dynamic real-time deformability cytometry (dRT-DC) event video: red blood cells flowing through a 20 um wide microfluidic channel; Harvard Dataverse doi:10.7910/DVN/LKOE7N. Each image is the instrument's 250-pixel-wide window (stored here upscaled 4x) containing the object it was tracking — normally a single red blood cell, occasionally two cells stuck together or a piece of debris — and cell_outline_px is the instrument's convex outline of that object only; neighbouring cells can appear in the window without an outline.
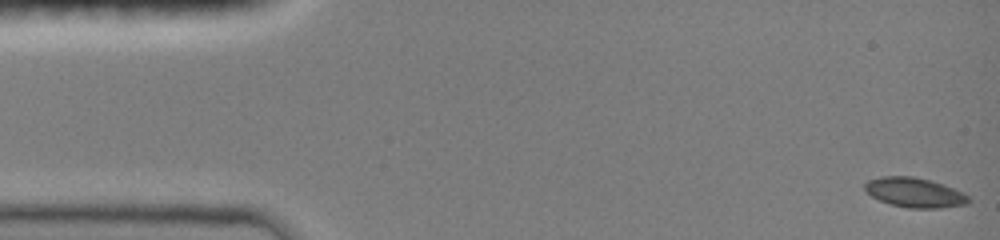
{"species": "common noctule bat (a hibernating species)", "species_latin": "Nyctalus noctula", "temperature_condition": "room temperature", "stored_images_in_passage": 41, "camera_frame_rate_fps": 3000, "um_per_image_px": 0.085, "animal": {"sex": "female", "body_mass_g": 19.0, "forearm_length_mm": 51.5}, "frame": {"image": 1, "passage_image": 1, "time_ms": 0.0, "image_size_px": [1000, 240], "cell_outline_px": [[968, 204], [940, 208], [908, 208], [888, 204], [872, 196], [864, 188], [864, 184], [868, 180], [880, 176], [912, 176], [932, 180], [944, 184], [968, 196]], "centroid_in_image_um": [77.71, 16.36], "position_along_channel_um": 7.3, "area_um2": 17.92}}
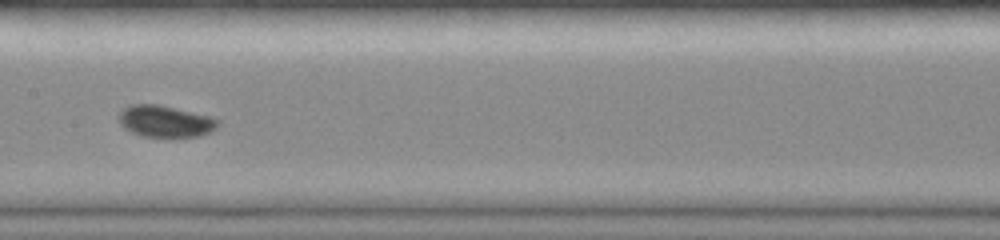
{"frame": {"image": 2, "passage_image": 17, "time_ms": 5.333, "image_size_px": [1000, 240], "cell_outline_px": [[220, 124], [212, 132], [200, 136], [140, 136], [124, 128], [120, 124], [120, 112], [124, 108], [132, 104], [156, 104], [212, 116], [220, 120]], "centroid_in_image_um": [14.09, 10.31], "position_along_channel_um": 193.3, "area_um2": 18.21}}
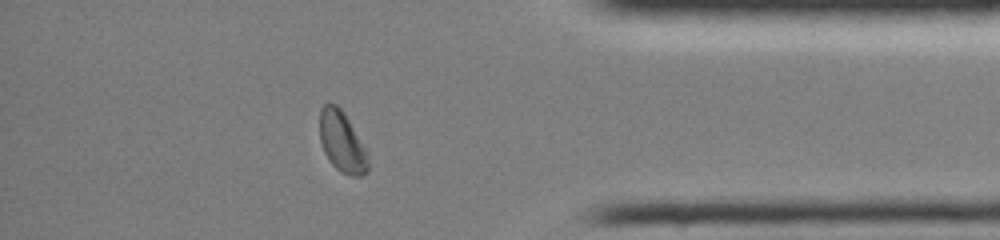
{"frame": {"image": 3, "passage_image": 34, "time_ms": 11.0, "image_size_px": [1000, 240], "cell_outline_px": [[368, 172], [360, 176], [348, 176], [340, 172], [332, 164], [324, 152], [320, 140], [320, 108], [324, 104], [336, 104], [344, 112], [368, 152]], "centroid_in_image_um": [29.08, 12.08], "position_along_channel_um": 406.1, "area_um2": 17.22}}